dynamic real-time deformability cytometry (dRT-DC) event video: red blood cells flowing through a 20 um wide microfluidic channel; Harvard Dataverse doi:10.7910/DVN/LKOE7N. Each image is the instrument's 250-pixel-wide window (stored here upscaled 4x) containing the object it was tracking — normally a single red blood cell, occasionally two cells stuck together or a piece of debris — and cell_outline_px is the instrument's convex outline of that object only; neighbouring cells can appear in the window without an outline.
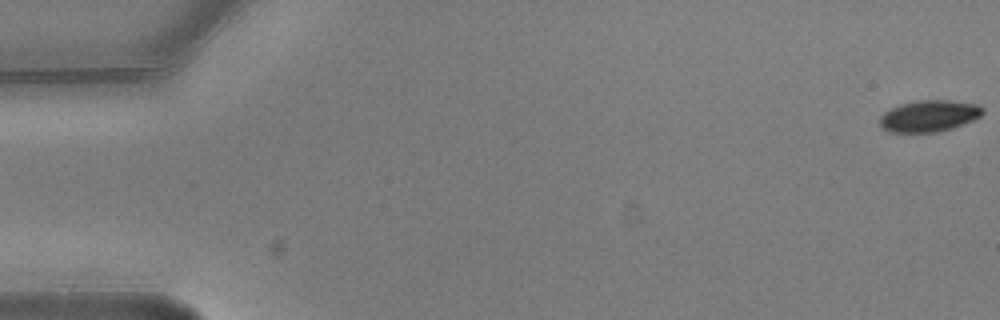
{"species": "common noctule bat (a hibernating species)", "species_latin": "Nyctalus noctula", "temperature_condition": "warm", "stored_images_in_passage": 5, "camera_frame_rate_fps": 3000, "um_per_image_px": 0.085, "animal": {"sex": "male", "body_mass_g": 20.5, "forearm_length_mm": 52.5}, "frame": {"image": 1, "passage_image": 1, "time_ms": 0.0, "image_size_px": [1000, 320], "cell_outline_px": [[984, 112], [980, 116], [972, 120], [952, 128], [936, 132], [892, 132], [884, 128], [880, 124], [880, 116], [884, 112], [900, 104], [916, 100], [948, 100], [980, 104], [984, 108]], "centroid_in_image_um": [79.0, 9.84], "position_along_channel_um": 6.0, "area_um2": 18.84}}
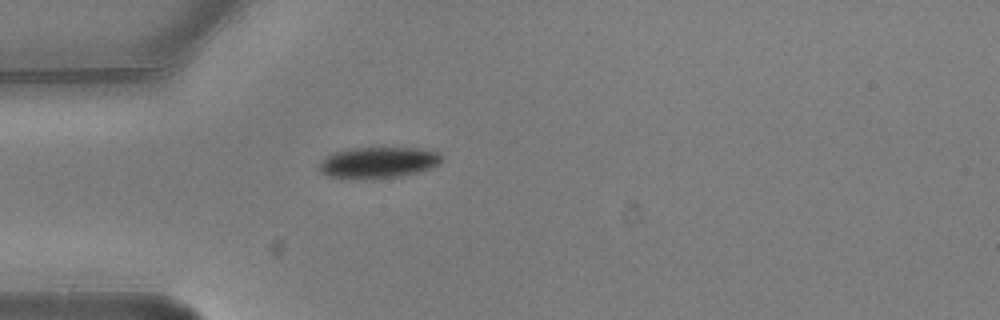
{"frame": {"image": 2, "passage_image": 5, "time_ms": 1.333, "image_size_px": [1000, 320], "cell_outline_px": [[440, 164], [432, 168], [416, 172], [396, 176], [364, 180], [340, 180], [328, 176], [320, 172], [320, 164], [324, 156], [332, 152], [348, 148], [420, 148], [440, 152]], "centroid_in_image_um": [32.07, 13.83], "position_along_channel_um": 52.9, "area_um2": 22.72}}